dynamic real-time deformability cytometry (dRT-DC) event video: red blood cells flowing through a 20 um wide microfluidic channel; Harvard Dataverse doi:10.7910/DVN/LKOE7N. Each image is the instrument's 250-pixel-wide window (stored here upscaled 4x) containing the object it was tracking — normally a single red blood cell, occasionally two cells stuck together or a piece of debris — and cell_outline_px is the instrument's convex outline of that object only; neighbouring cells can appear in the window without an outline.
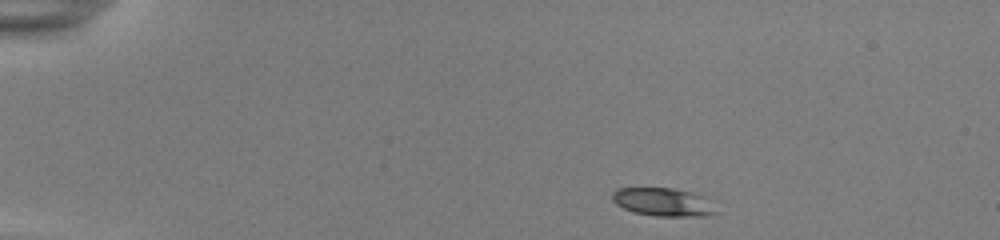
{"species": "common noctule bat (a hibernating species)", "species_latin": "Nyctalus noctula", "temperature_condition": "room temperature", "stored_images_in_passage": 45, "camera_frame_rate_fps": 3000, "um_per_image_px": 0.085, "animal": {"sex": "female", "body_mass_g": 22.0, "forearm_length_mm": 56.7}, "frame": {"image": 1, "passage_image": 1, "time_ms": 0.0, "image_size_px": [1000, 240], "cell_outline_px": [[720, 212], [708, 216], [656, 216], [632, 212], [616, 204], [612, 200], [612, 192], [616, 188], [672, 188], [692, 192], [708, 196]], "centroid_in_image_um": [56.45, 17.17], "position_along_channel_um": 28.6, "area_um2": 17.57}}
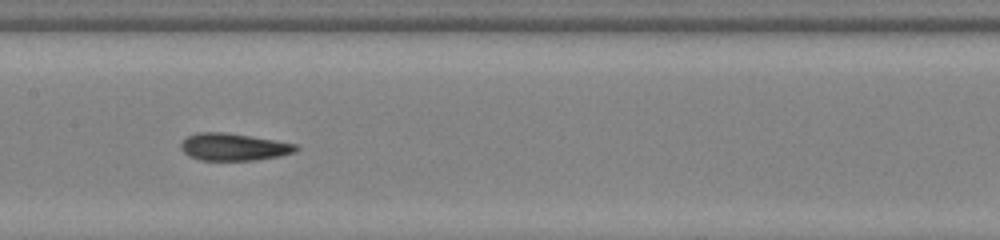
{"frame": {"image": 2, "passage_image": 20, "time_ms": 6.333, "image_size_px": [1000, 240], "cell_outline_px": [[300, 148], [296, 152], [280, 156], [256, 160], [200, 160], [188, 156], [180, 148], [180, 140], [196, 132], [224, 132], [296, 144]], "centroid_in_image_um": [19.82, 12.49], "position_along_channel_um": 187.6, "area_um2": 18.32}}
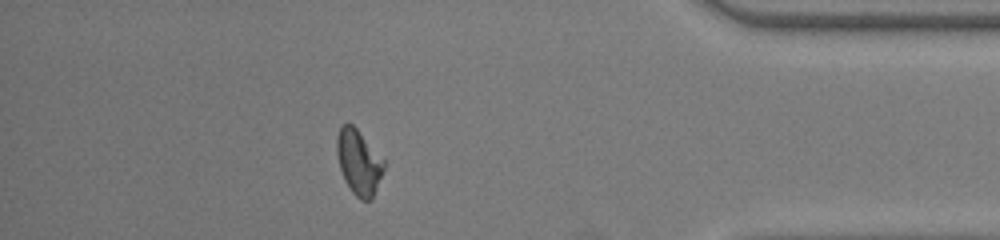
{"frame": {"image": 3, "passage_image": 39, "time_ms": 12.667, "image_size_px": [1000, 240], "cell_outline_px": [[384, 168], [372, 200], [360, 200], [352, 192], [344, 180], [340, 168], [336, 152], [336, 140], [340, 124], [352, 124], [356, 128], [384, 160]], "centroid_in_image_um": [30.47, 13.79], "position_along_channel_um": 404.7, "area_um2": 17.69}, "authors_computed_cell_mechanics": {"area_um2": 17.6868, "velocity_mm_per_s": 3.8959, "shape_relaxation_time_tau1_ms": 8.8724, "shape_relaxation_time_tau2_ms": 1.7804, "deformation_change_tau1": 0.2388, "deformation_change_tau2": 0.0654}}